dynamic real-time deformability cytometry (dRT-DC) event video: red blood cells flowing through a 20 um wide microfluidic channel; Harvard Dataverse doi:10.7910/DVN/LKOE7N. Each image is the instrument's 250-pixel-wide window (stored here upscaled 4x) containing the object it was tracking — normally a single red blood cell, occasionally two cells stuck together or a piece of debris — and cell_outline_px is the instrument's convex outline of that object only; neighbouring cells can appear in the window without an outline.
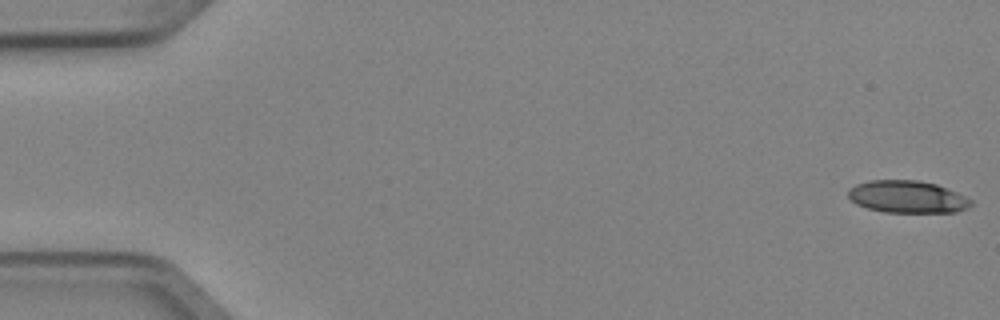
{"species": "Egyptian fruit bat (a non-hibernating species)", "species_latin": "Rousettus aegyptiacus", "temperature_condition": "cold", "stored_images_in_passage": 4, "camera_frame_rate_fps": 3000, "um_per_image_px": 0.085, "animal": {"sex": "female"}, "frame": {"image": 1, "passage_image": 1, "time_ms": 0.0, "image_size_px": [1000, 320], "cell_outline_px": [[972, 204], [968, 208], [956, 212], [884, 212], [868, 208], [856, 204], [848, 196], [848, 188], [856, 184], [868, 180], [916, 180], [936, 184], [948, 188], [972, 200]], "centroid_in_image_um": [77.11, 16.72], "position_along_channel_um": 7.9, "area_um2": 23.12}}
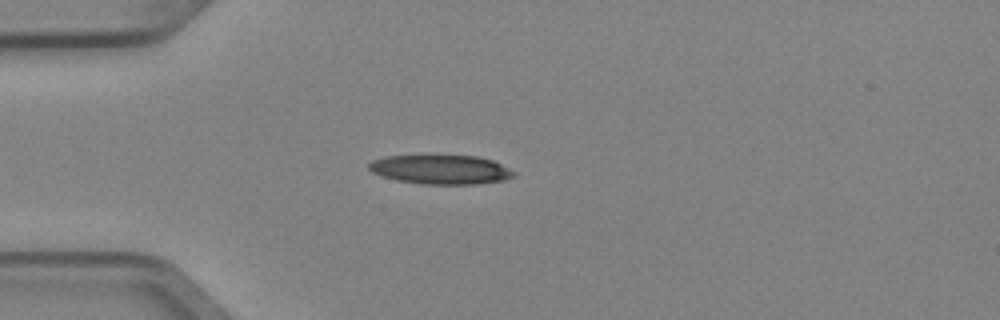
{"frame": {"image": 2, "passage_image": 4, "time_ms": 1.0, "image_size_px": [1000, 320], "cell_outline_px": [[516, 176], [504, 180], [476, 184], [424, 184], [396, 180], [372, 172], [368, 168], [368, 164], [372, 160], [388, 156], [476, 156], [492, 160], [516, 172]], "centroid_in_image_um": [37.49, 14.42], "position_along_channel_um": 47.5, "area_um2": 24.45}}